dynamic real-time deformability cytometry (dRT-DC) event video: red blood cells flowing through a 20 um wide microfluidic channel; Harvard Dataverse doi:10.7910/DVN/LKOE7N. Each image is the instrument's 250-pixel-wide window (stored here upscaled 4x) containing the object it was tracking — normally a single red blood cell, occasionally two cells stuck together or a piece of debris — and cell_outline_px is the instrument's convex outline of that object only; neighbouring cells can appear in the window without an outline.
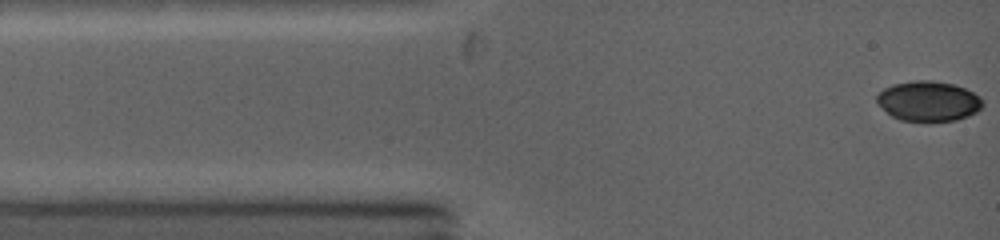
{"species": "common noctule bat (a hibernating species)", "species_latin": "Nyctalus noctula", "temperature_condition": "warm", "stored_images_in_passage": 53, "camera_frame_rate_fps": 5000, "um_per_image_px": 0.085, "animal": {"sex": "female", "body_mass_g": 19.0, "forearm_length_mm": 53.3}, "frame": {"image": 1, "passage_image": 1, "time_ms": 0.0, "image_size_px": [1000, 240], "cell_outline_px": [[984, 104], [976, 112], [968, 116], [956, 120], [928, 124], [900, 120], [892, 116], [876, 100], [876, 96], [884, 88], [896, 84], [920, 80], [928, 80], [952, 84], [964, 88], [980, 96]], "centroid_in_image_um": [78.94, 8.65], "position_along_channel_um": 6.1, "area_um2": 24.91}}
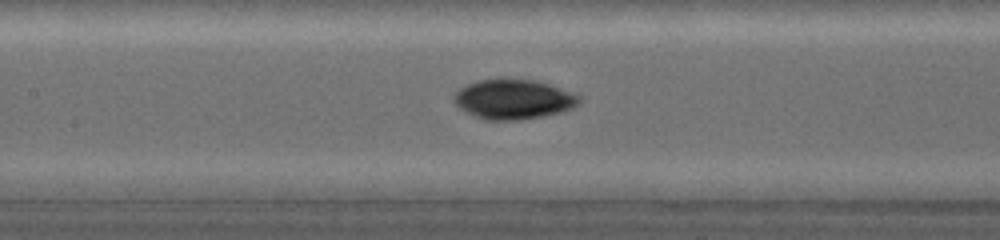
{"frame": {"image": 2, "passage_image": 21, "time_ms": 5.0, "image_size_px": [1000, 240], "cell_outline_px": [[580, 100], [572, 108], [560, 112], [544, 116], [520, 120], [484, 120], [460, 108], [456, 104], [456, 92], [460, 88], [468, 84], [480, 80], [528, 80], [544, 84], [556, 88], [576, 96]], "centroid_in_image_um": [43.59, 8.48], "position_along_channel_um": 163.8, "area_um2": 27.74}}
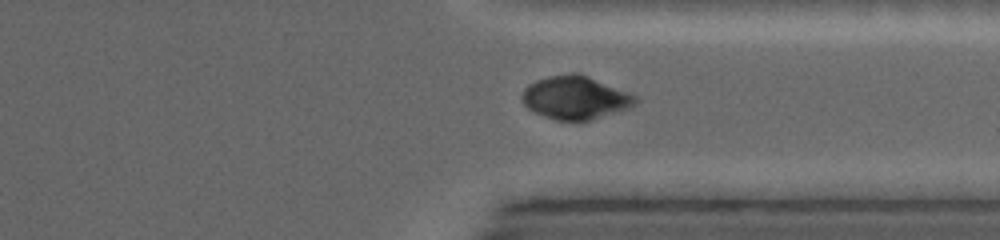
{"frame": {"image": 3, "passage_image": 45, "time_ms": 9.6, "image_size_px": [1000, 240], "cell_outline_px": [[640, 100], [636, 104], [628, 108], [592, 120], [556, 120], [536, 112], [528, 108], [524, 104], [520, 96], [524, 88], [528, 84], [536, 80], [548, 76], [572, 72], [580, 72], [636, 96]], "centroid_in_image_um": [48.89, 8.28], "position_along_channel_um": 362.5, "area_um2": 28.55}, "authors_computed_cell_mechanics": {"area_um2": 27.6862, "velocity_mm_per_s": 4.3143, "shape_relaxation_time_tau1_ms": 2.0885, "shape_relaxation_time_tau2_ms": 1.697, "deformation_change_tau1": 0.1085, "deformation_change_tau2": 0.027}}